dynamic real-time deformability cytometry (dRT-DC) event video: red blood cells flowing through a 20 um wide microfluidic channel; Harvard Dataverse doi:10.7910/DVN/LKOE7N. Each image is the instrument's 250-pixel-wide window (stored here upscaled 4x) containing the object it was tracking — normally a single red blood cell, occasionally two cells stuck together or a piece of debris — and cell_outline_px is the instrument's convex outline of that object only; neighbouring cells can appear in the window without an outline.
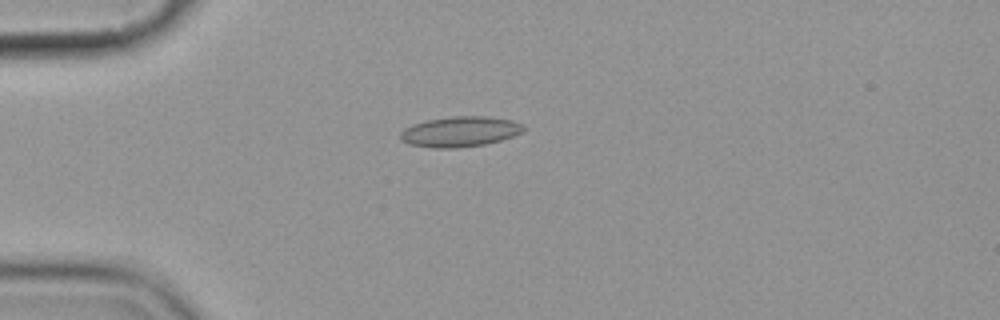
{"species": "common noctule bat (a hibernating species)", "species_latin": "Nyctalus noctula", "temperature_condition": "cold", "stored_images_in_passage": 5, "camera_frame_rate_fps": 3000, "um_per_image_px": 0.085, "animal": {"sex": "female", "body_mass_g": 19.9}, "frame": {"image": 1, "passage_image": 5, "time_ms": 4.667, "image_size_px": [1000, 320], "cell_outline_px": [[524, 132], [500, 140], [484, 144], [456, 148], [432, 148], [408, 144], [400, 140], [400, 132], [404, 128], [412, 124], [428, 120], [452, 116], [484, 116], [512, 120], [524, 124]], "centroid_in_image_um": [39.08, 11.19], "position_along_channel_um": 45.9, "area_um2": 21.85}}